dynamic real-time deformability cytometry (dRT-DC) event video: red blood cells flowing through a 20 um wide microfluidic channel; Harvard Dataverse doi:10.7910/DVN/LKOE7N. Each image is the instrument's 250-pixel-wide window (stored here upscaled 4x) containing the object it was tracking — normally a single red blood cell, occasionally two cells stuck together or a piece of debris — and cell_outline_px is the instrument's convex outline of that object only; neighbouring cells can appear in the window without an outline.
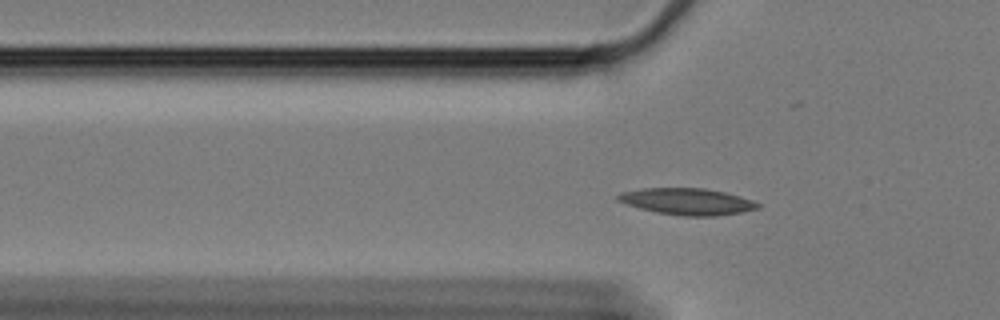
{"species": "Egyptian fruit bat (a non-hibernating species)", "species_latin": "Rousettus aegyptiacus", "temperature_condition": "cold", "stored_images_in_passage": 54, "segment_of_instrument_passage": [1, 2], "camera_frame_rate_fps": 3000, "um_per_image_px": 0.085, "animal": {"sex": "female"}, "frame": {"image": 1, "passage_image": 12, "time_ms": 3.667, "image_size_px": [1000, 320], "cell_outline_px": [[760, 208], [740, 212], [716, 216], [684, 216], [656, 212], [640, 208], [616, 200], [616, 196], [620, 192], [644, 188], [704, 188], [724, 192], [740, 196], [752, 200], [760, 204]], "centroid_in_image_um": [58.41, 17.12], "position_along_channel_um": 67.4, "area_um2": 21.56}}
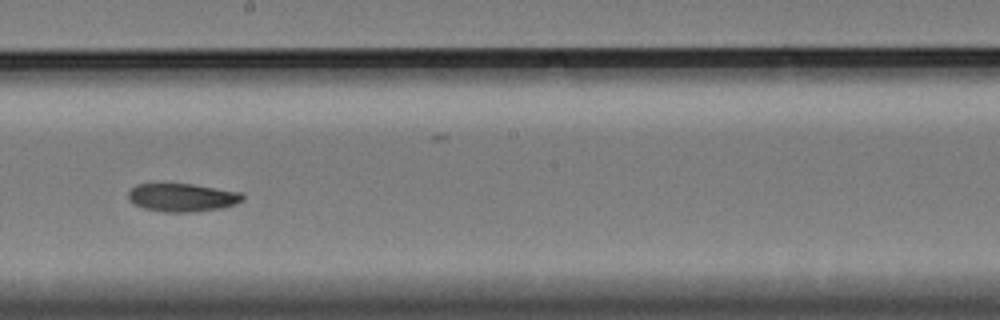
{"frame": {"image": 2, "passage_image": 27, "time_ms": 8.667, "image_size_px": [1000, 320], "cell_outline_px": [[244, 200], [236, 204], [220, 208], [196, 212], [164, 212], [144, 208], [128, 200], [128, 192], [136, 184], [192, 184], [244, 192]], "centroid_in_image_um": [15.54, 16.78], "position_along_channel_um": 232.7, "area_um2": 18.9}}
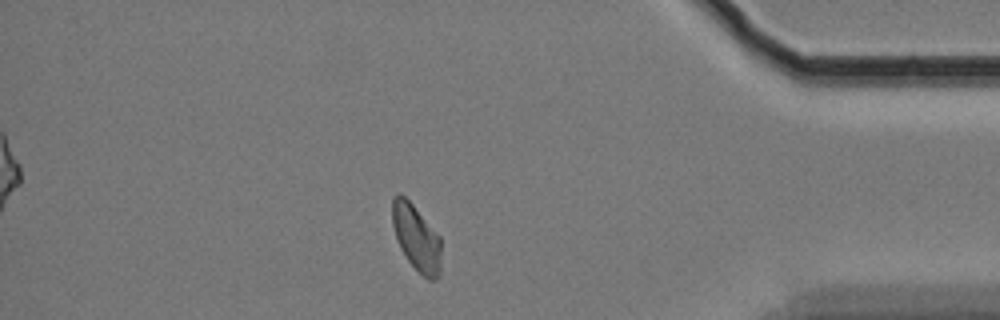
{"frame": {"image": 3, "passage_image": 45, "time_ms": 14.667, "image_size_px": [1000, 320], "cell_outline_px": [[440, 276], [436, 280], [428, 280], [408, 260], [400, 248], [392, 224], [392, 200], [396, 192], [400, 192], [412, 204], [440, 236]], "centroid_in_image_um": [35.39, 20.2], "position_along_channel_um": 399.8, "area_um2": 18.67}}